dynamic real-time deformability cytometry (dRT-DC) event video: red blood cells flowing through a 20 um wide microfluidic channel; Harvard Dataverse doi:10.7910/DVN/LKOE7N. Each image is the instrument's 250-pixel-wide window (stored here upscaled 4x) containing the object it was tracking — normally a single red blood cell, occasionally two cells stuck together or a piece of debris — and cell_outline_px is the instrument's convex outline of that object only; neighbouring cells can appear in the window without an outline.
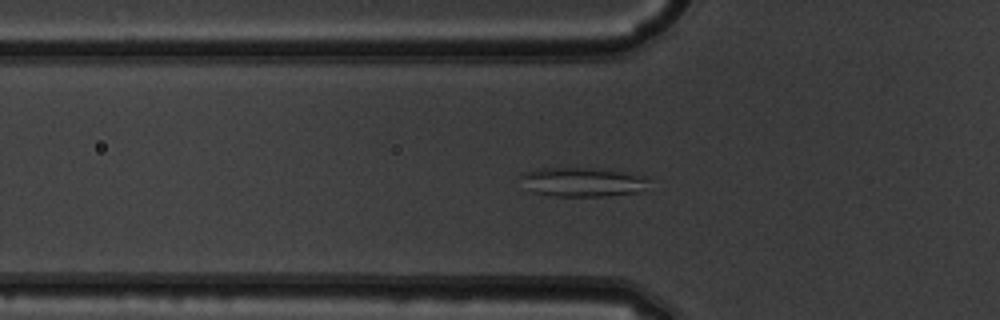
{"species": "common noctule bat (a hibernating species)", "species_latin": "Nyctalus noctula", "temperature_condition": "warm", "stored_images_in_passage": 52, "camera_frame_rate_fps": 3000, "um_per_image_px": 0.085, "animal": {"sex": "male", "body_mass_g": 19.5, "forearm_length_mm": 54.6}, "frame": {"image": 1, "passage_image": 18, "time_ms": 5.667, "image_size_px": [1000, 320], "cell_outline_px": [[648, 180], [636, 192], [608, 196], [556, 196], [532, 192], [520, 176], [528, 172], [540, 168], [592, 168], [624, 172], [644, 176]], "centroid_in_image_um": [49.49, 15.47], "position_along_channel_um": 76.3, "area_um2": 21.1}}
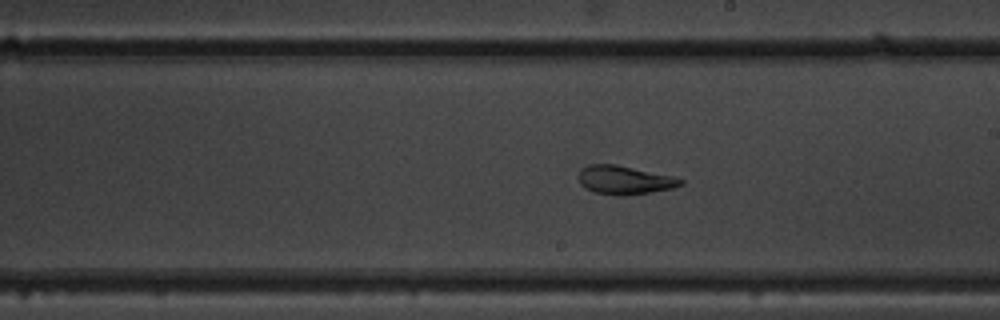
{"frame": {"image": 2, "passage_image": 30, "time_ms": 9.667, "image_size_px": [1000, 320], "cell_outline_px": [[684, 184], [672, 188], [624, 196], [616, 196], [596, 192], [584, 188], [580, 184], [580, 168], [588, 164], [616, 164], [672, 176], [684, 180]], "centroid_in_image_um": [53.06, 15.3], "position_along_channel_um": 235.9, "area_um2": 16.94}}
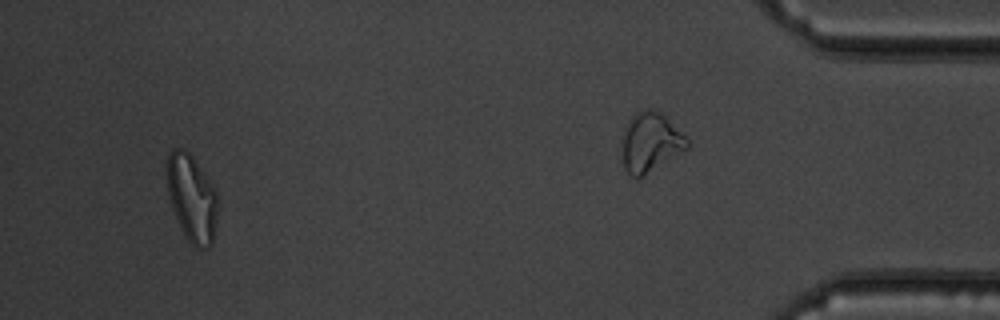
{"frame": {"image": 3, "passage_image": 49, "time_ms": 16.0, "image_size_px": [1000, 320], "cell_outline_px": [[216, 220], [212, 244], [208, 248], [196, 248], [184, 236], [172, 208], [168, 196], [164, 176], [164, 168], [168, 152], [172, 148], [184, 148], [192, 156], [212, 184], [216, 192]], "centroid_in_image_um": [16.23, 16.79], "position_along_channel_um": 419.0, "area_um2": 26.18}, "authors_computed_cell_mechanics": {"area_um2": 21.7328, "velocity_mm_per_s": 3.9831, "shape_relaxation_time_tau1_ms": null, "shape_relaxation_time_tau2_ms": 2.0831, "deformation_change_tau1": null, "deformation_change_tau2": 0.084}}